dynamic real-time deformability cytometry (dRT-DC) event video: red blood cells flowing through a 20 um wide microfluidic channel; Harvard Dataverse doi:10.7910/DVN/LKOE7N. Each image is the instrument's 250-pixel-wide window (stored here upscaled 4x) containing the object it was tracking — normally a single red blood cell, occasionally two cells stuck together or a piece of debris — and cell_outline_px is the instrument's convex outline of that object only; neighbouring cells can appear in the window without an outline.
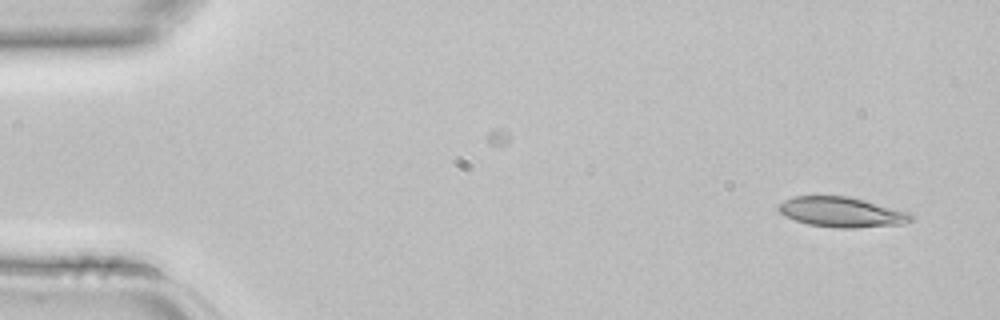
{"species": "common noctule bat (a hibernating species)", "species_latin": "Nyctalus noctula", "temperature_condition": "room temperature", "stored_images_in_passage": 3, "camera_frame_rate_fps": 3000, "um_per_image_px": 0.085, "animal": {"sex": "female", "body_mass_g": 22.7, "forearm_length_mm": 54.2}, "frame": {"image": 1, "passage_image": 3, "time_ms": 0.667, "image_size_px": [1000, 320], "cell_outline_px": [[912, 220], [904, 224], [852, 228], [836, 228], [808, 224], [784, 216], [776, 208], [784, 200], [792, 196], [848, 196], [912, 212]], "centroid_in_image_um": [71.55, 18.03], "position_along_channel_um": 13.4, "area_um2": 23.35}}